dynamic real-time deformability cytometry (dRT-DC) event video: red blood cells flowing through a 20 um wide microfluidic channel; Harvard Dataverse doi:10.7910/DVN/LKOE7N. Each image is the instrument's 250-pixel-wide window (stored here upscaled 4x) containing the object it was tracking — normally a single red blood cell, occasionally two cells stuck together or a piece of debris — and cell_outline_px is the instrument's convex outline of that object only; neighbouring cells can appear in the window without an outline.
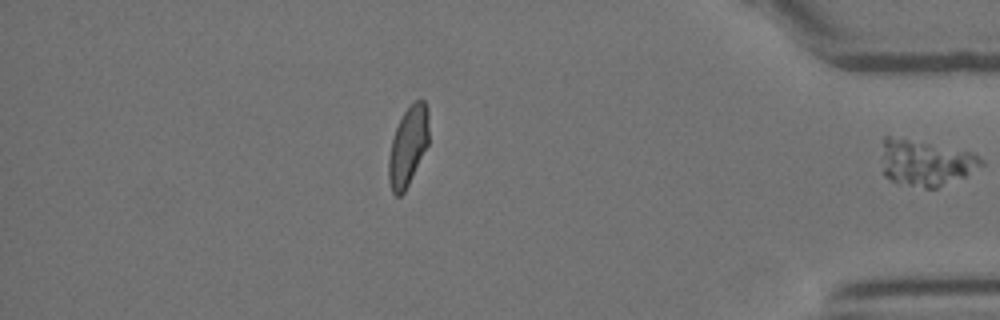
{"species": "Egyptian fruit bat (a non-hibernating species)", "species_latin": "Rousettus aegyptiacus", "temperature_condition": "room temperature", "stored_images_in_passage": 36, "segment_of_instrument_passage": [2, 2], "camera_frame_rate_fps": 3000, "um_per_image_px": 0.085, "animal": {"sex": "female"}, "frame": {"image": 1, "passage_image": 36, "time_ms": 11.667, "image_size_px": [1000, 320], "cell_outline_px": [[984, 164], [968, 176], [936, 188], [924, 188], [892, 180], [884, 176], [880, 140], [884, 136], [888, 136], [972, 152], [984, 160]], "centroid_in_image_um": [78.68, 13.84], "position_along_channel_um": 356.5, "area_um2": 26.59}}